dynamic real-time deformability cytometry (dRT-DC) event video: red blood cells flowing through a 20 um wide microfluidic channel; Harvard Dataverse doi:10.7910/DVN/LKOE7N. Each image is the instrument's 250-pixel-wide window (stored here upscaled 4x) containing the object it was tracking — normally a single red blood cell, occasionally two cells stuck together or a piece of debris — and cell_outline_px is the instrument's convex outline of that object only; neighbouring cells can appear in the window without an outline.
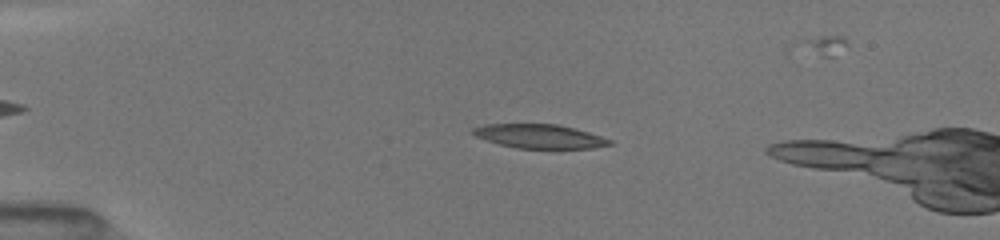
{"species": "common noctule bat (a hibernating species)", "species_latin": "Nyctalus noctula", "temperature_condition": "room temperature", "stored_images_in_passage": 45, "camera_frame_rate_fps": 3000, "um_per_image_px": 0.085, "animal": {"sex": "female", "body_mass_g": 19.5, "forearm_length_mm": 54.1}, "frame": {"image": 1, "passage_image": 12, "time_ms": 3.667, "image_size_px": [1000, 240], "cell_outline_px": [[612, 144], [592, 148], [516, 148], [500, 144], [476, 136], [472, 132], [472, 128], [484, 124], [556, 124], [588, 132], [612, 140]], "centroid_in_image_um": [45.85, 11.58], "position_along_channel_um": 39.2, "area_um2": 18.79}}
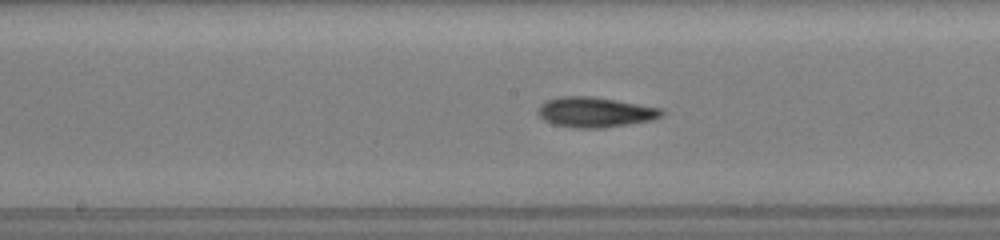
{"frame": {"image": 2, "passage_image": 27, "time_ms": 8.667, "image_size_px": [1000, 240], "cell_outline_px": [[664, 112], [660, 116], [652, 120], [604, 128], [576, 128], [552, 124], [544, 120], [536, 112], [536, 108], [540, 104], [548, 100], [560, 96], [592, 96], [664, 108]], "centroid_in_image_um": [50.56, 9.53], "position_along_channel_um": 197.6, "area_um2": 21.91}}
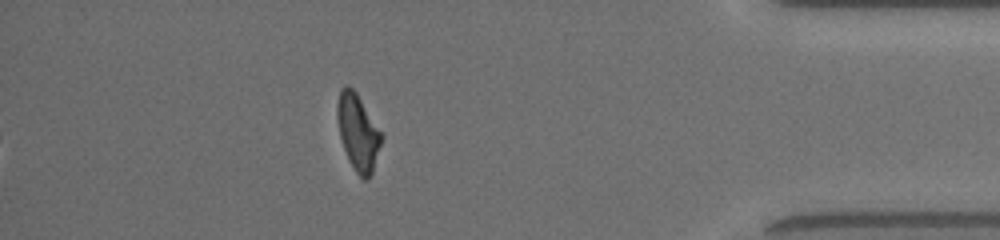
{"frame": {"image": 3, "passage_image": 45, "time_ms": 14.667, "image_size_px": [1000, 240], "cell_outline_px": [[384, 136], [372, 172], [368, 180], [364, 180], [356, 172], [348, 160], [340, 136], [336, 120], [336, 104], [340, 88], [344, 84], [348, 84], [356, 92], [384, 132]], "centroid_in_image_um": [30.44, 11.19], "position_along_channel_um": 404.8, "area_um2": 20.23}, "authors_computed_cell_mechanics": {"area_um2": 20.6346, "velocity_mm_per_s": 4.0639, "shape_relaxation_time_tau1_ms": 3.0113, "shape_relaxation_time_tau2_ms": 3.9153, "deformation_change_tau1": 0.1372, "deformation_change_tau2": 0.1198}}